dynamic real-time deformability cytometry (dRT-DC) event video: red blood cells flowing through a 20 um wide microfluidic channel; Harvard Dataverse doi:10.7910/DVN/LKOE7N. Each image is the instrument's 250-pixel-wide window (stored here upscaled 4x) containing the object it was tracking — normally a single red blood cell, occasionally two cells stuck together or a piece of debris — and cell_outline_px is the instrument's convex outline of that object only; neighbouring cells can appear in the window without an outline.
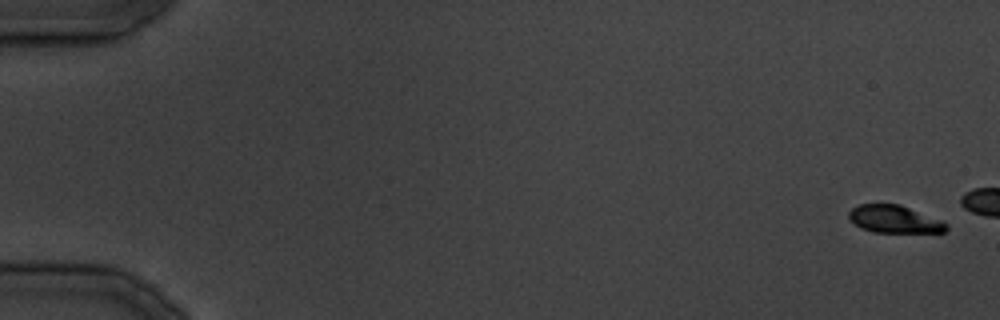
{"species": "common noctule bat (a hibernating species)", "species_latin": "Nyctalus noctula", "temperature_condition": "cold", "stored_images_in_passage": 9, "camera_frame_rate_fps": 3000, "um_per_image_px": 0.085, "animal": {"sex": "male", "body_mass_g": 19.5, "forearm_length_mm": 54.6}, "frame": {"image": 1, "passage_image": 1, "time_ms": 0.0, "image_size_px": [1000, 320], "cell_outline_px": [[948, 228], [944, 232], [872, 232], [860, 228], [848, 216], [848, 212], [852, 208], [860, 204], [900, 204], [940, 220], [948, 224]], "centroid_in_image_um": [76.01, 18.63], "position_along_channel_um": 9.0, "area_um2": 15.49}}